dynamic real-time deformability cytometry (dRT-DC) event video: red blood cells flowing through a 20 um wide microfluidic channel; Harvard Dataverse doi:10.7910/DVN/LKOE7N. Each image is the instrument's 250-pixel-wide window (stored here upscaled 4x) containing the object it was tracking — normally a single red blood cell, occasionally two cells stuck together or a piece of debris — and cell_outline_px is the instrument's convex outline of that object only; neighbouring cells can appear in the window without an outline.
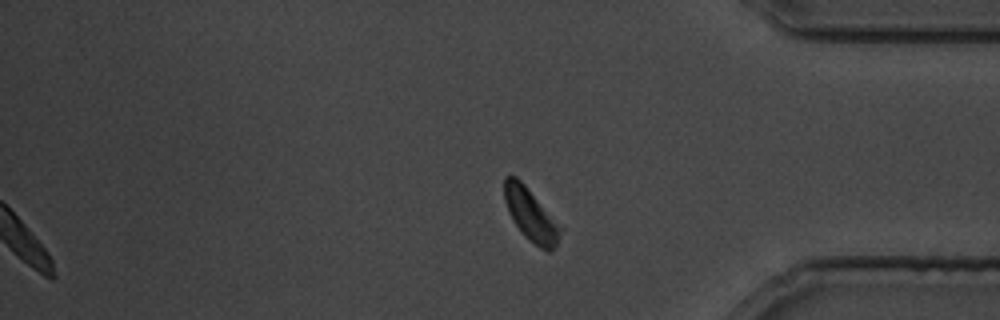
{"species": "common noctule bat (a hibernating species)", "species_latin": "Nyctalus noctula", "temperature_condition": "cold", "stored_images_in_passage": 28, "segment_of_instrument_passage": [2, 2], "camera_frame_rate_fps": 3000, "um_per_image_px": 0.085, "animal": {"sex": "male", "body_mass_g": 19.5, "forearm_length_mm": 54.6}, "frame": {"image": 1, "passage_image": 28, "time_ms": 33.667, "image_size_px": [1000, 320], "cell_outline_px": [[564, 228], [556, 244], [548, 252], [540, 248], [528, 240], [524, 236], [512, 220], [508, 212], [504, 200], [504, 176], [516, 176], [524, 184]], "centroid_in_image_um": [45.12, 18.26], "position_along_channel_um": 390.1, "area_um2": 17.22}}